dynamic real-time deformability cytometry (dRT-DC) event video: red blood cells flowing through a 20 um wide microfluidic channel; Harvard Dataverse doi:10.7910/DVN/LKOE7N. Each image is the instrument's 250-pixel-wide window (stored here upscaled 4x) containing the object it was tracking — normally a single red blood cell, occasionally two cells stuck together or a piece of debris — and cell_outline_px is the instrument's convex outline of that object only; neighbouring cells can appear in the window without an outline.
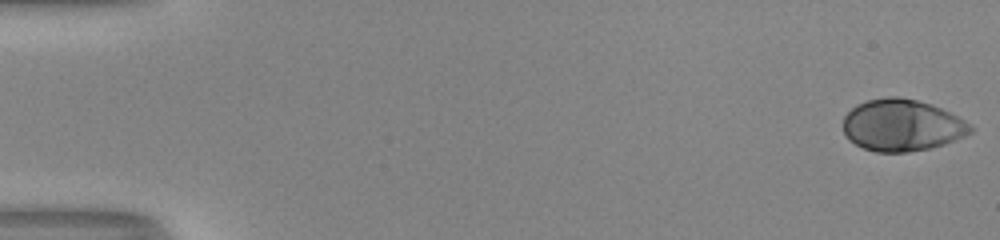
{"species": "human", "species_latin": "Homo sapiens", "temperature_condition": "room temperature", "stored_images_in_passage": 53, "camera_frame_rate_fps": 3000, "um_per_image_px": 0.085, "donor": {"sex": "male"}, "frame": {"image": 1, "passage_image": 1, "time_ms": 0.0, "image_size_px": [1000, 240], "cell_outline_px": [[972, 132], [964, 136], [944, 144], [928, 148], [908, 152], [876, 152], [864, 148], [848, 140], [844, 132], [844, 116], [856, 104], [868, 100], [888, 96], [896, 96], [916, 100], [932, 104], [972, 124]], "centroid_in_image_um": [76.65, 10.64], "position_along_channel_um": 8.3, "area_um2": 38.26}}
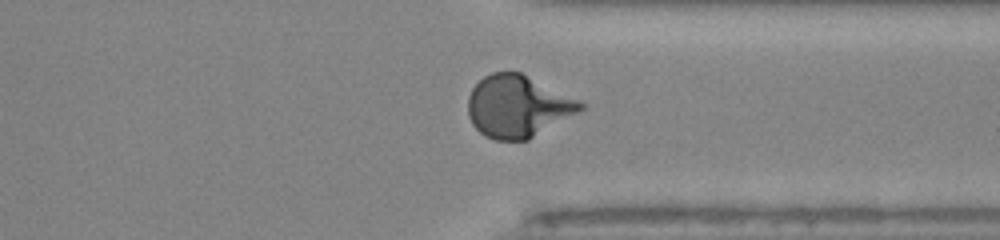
{"frame": {"image": 2, "passage_image": 41, "time_ms": 13.333, "image_size_px": [1000, 240], "cell_outline_px": [[584, 108], [528, 140], [496, 140], [484, 136], [472, 124], [468, 116], [468, 96], [472, 88], [484, 76], [492, 72], [520, 72], [580, 100], [584, 104]], "centroid_in_image_um": [43.98, 9.04], "position_along_channel_um": 367.4, "area_um2": 40.4}}
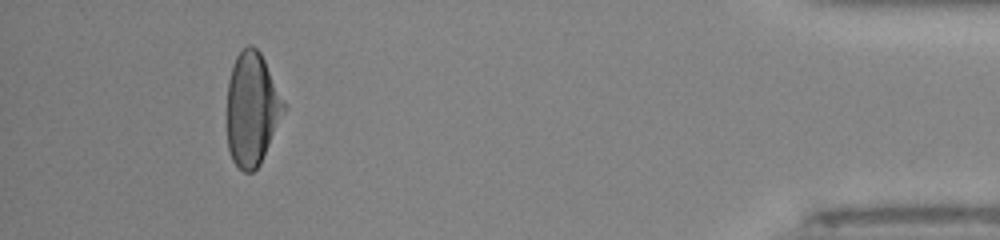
{"frame": {"image": 3, "passage_image": 49, "time_ms": 16.0, "image_size_px": [1000, 240], "cell_outline_px": [[288, 108], [260, 164], [252, 172], [244, 172], [232, 160], [228, 148], [228, 80], [232, 64], [236, 56], [248, 44], [252, 44], [260, 52]], "centroid_in_image_um": [21.44, 9.26], "position_along_channel_um": 413.8, "area_um2": 37.63}, "authors_computed_cell_mechanics": {"area_um2": 38.0324, "velocity_mm_per_s": 4.0533, "shape_relaxation_time_tau1_ms": 4.0841, "shape_relaxation_time_tau2_ms": null, "deformation_change_tau1": 0.2041, "deformation_change_tau2": null}}